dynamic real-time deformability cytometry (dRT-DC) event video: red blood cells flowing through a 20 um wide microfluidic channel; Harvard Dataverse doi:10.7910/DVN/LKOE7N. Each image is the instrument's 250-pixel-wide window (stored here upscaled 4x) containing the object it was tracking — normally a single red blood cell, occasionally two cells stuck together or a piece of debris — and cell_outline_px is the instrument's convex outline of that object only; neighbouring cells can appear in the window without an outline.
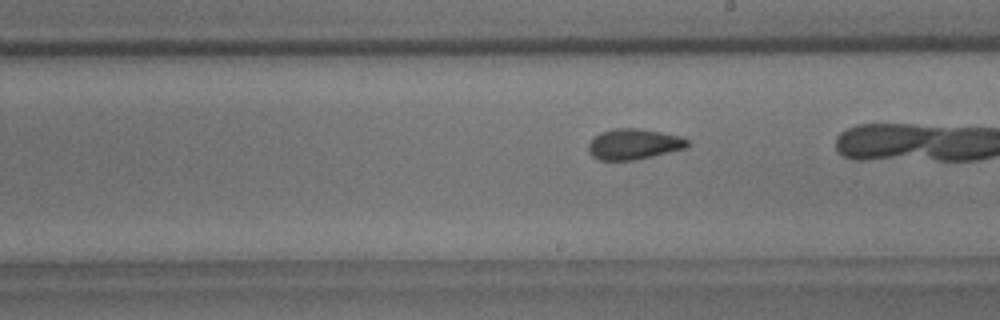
{"species": "common noctule bat (a hibernating species)", "species_latin": "Nyctalus noctula", "temperature_condition": "room temperature", "stored_images_in_passage": 26, "camera_frame_rate_fps": 3000, "um_per_image_px": 0.085, "animal": {"sex": "male", "body_mass_g": 18.8}, "frame": {"image": 1, "passage_image": 15, "time_ms": 4.667, "image_size_px": [1000, 320], "cell_outline_px": [[692, 144], [688, 148], [652, 156], [632, 160], [600, 160], [592, 156], [588, 152], [588, 144], [600, 132], [612, 128], [636, 128], [660, 132], [680, 136], [688, 140]], "centroid_in_image_um": [53.89, 12.25], "position_along_channel_um": 235.1, "area_um2": 17.74}}